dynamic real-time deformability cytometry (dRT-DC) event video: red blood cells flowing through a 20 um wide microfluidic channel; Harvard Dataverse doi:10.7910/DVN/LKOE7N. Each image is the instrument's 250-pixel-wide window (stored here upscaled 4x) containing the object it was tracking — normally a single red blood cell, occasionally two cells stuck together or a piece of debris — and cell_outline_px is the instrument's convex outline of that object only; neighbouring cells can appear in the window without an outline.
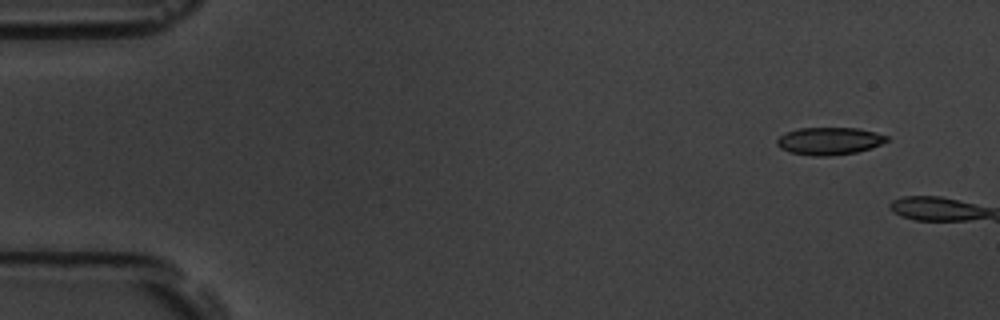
{"species": "common noctule bat (a hibernating species)", "species_latin": "Nyctalus noctula", "temperature_condition": "room temperature", "stored_images_in_passage": 3, "camera_frame_rate_fps": 3000, "um_per_image_px": 0.085, "animal": {"sex": "male", "body_mass_g": 19.5, "forearm_length_mm": 54.6}, "frame": {"image": 1, "passage_image": 1, "time_ms": 0.0, "image_size_px": [1000, 320], "cell_outline_px": [[892, 140], [856, 152], [828, 156], [812, 156], [788, 152], [780, 148], [776, 144], [776, 140], [784, 132], [796, 128], [860, 128], [876, 132], [888, 136]], "centroid_in_image_um": [70.47, 11.98], "position_along_channel_um": 14.5, "area_um2": 17.8}}